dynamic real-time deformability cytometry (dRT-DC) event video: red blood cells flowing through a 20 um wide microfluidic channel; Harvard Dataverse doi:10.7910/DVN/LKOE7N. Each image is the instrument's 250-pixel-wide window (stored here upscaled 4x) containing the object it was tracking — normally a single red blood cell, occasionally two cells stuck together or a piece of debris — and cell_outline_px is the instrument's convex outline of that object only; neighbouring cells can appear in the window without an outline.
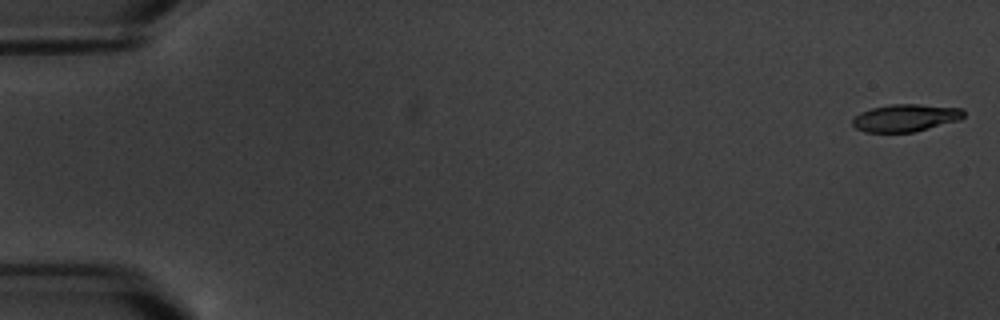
{"species": "common noctule bat (a hibernating species)", "species_latin": "Nyctalus noctula", "temperature_condition": "warm", "stored_images_in_passage": 6, "camera_frame_rate_fps": 3000, "um_per_image_px": 0.085, "animal": {"sex": "male", "body_mass_g": 20.1, "forearm_length_mm": 53.5}, "frame": {"image": 1, "passage_image": 1, "time_ms": 0.0, "image_size_px": [1000, 320], "cell_outline_px": [[964, 116], [960, 120], [912, 132], [864, 132], [856, 128], [852, 124], [852, 120], [860, 112], [872, 108], [892, 104], [920, 104], [964, 108]], "centroid_in_image_um": [76.98, 10.01], "position_along_channel_um": 8.0, "area_um2": 17.74}}
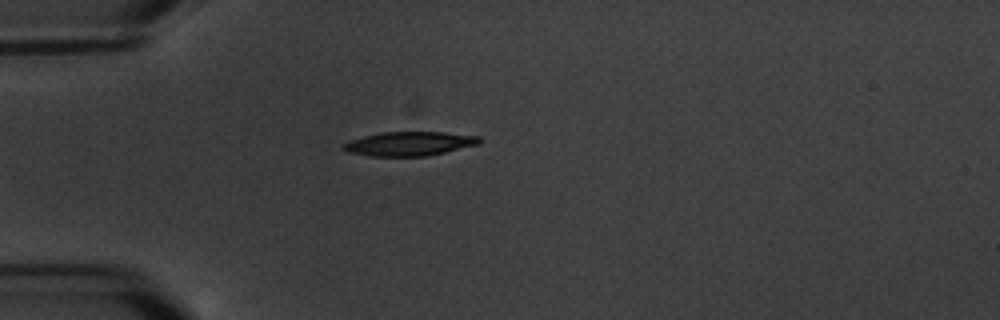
{"frame": {"image": 2, "passage_image": 4, "time_ms": 5.333, "image_size_px": [1000, 320], "cell_outline_px": [[480, 144], [444, 152], [424, 156], [372, 156], [348, 152], [340, 148], [340, 144], [348, 140], [380, 132], [444, 132], [480, 136]], "centroid_in_image_um": [34.74, 12.21], "position_along_channel_um": 50.3, "area_um2": 19.19}}